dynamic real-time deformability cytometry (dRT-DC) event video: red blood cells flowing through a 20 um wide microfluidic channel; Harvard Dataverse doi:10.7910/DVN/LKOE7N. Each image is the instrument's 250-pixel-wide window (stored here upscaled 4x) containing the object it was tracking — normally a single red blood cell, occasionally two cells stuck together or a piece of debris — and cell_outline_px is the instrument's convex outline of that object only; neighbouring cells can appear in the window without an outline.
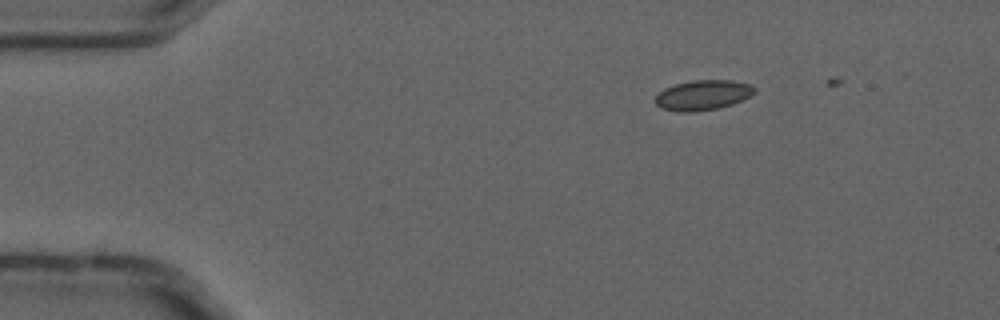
{"species": "common noctule bat (a hibernating species)", "species_latin": "Nyctalus noctula", "temperature_condition": "cold", "stored_images_in_passage": 3, "camera_frame_rate_fps": 3000, "um_per_image_px": 0.085, "animal": {"sex": "male", "forearm_length_mm": 52.5}, "frame": {"image": 1, "passage_image": 1, "time_ms": 0.0, "image_size_px": [1000, 320], "cell_outline_px": [[756, 92], [752, 96], [732, 104], [716, 108], [692, 112], [676, 112], [660, 108], [652, 100], [664, 88], [676, 84], [692, 80], [732, 80], [752, 84], [756, 88]], "centroid_in_image_um": [59.75, 8.08], "position_along_channel_um": 25.3, "area_um2": 17.63}}